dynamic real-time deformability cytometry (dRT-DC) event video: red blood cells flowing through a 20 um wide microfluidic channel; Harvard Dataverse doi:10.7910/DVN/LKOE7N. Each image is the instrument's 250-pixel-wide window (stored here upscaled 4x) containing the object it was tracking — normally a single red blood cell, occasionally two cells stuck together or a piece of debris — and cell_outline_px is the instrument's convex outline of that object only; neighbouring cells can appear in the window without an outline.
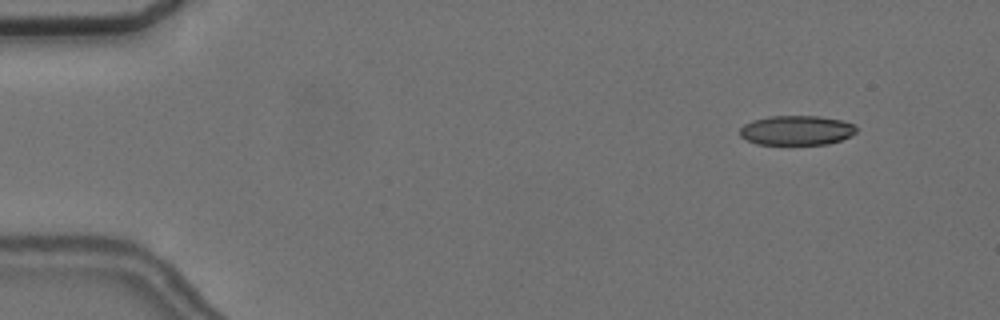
{"species": "common noctule bat (a hibernating species)", "species_latin": "Nyctalus noctula", "temperature_condition": "cold", "stored_images_in_passage": 3, "camera_frame_rate_fps": 3000, "um_per_image_px": 0.085, "animal": {"sex": "female", "body_mass_g": 24.6, "forearm_length_mm": 56.2}, "frame": {"image": 1, "passage_image": 3, "time_ms": 2.333, "image_size_px": [1000, 320], "cell_outline_px": [[856, 132], [840, 140], [828, 144], [756, 144], [740, 136], [740, 128], [744, 124], [752, 120], [768, 116], [820, 116], [840, 120], [852, 124], [856, 128]], "centroid_in_image_um": [67.67, 11.07], "position_along_channel_um": 17.3, "area_um2": 19.94}}